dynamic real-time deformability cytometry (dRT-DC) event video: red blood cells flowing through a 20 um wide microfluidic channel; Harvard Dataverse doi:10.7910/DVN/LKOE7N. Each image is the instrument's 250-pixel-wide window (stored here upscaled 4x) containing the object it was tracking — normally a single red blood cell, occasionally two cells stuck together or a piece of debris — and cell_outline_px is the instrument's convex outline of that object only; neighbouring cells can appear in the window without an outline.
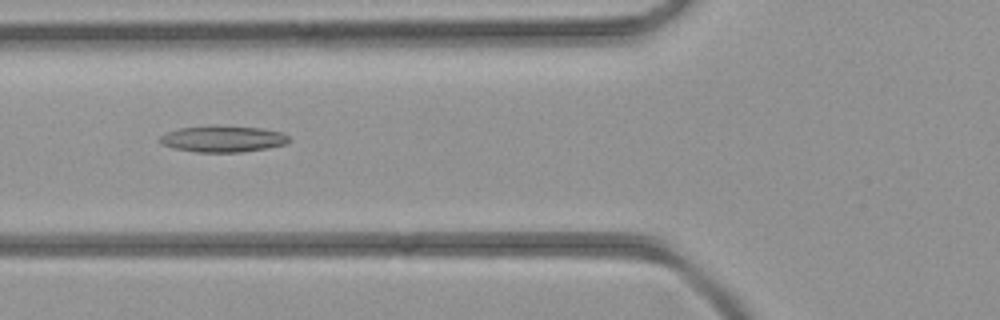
{"species": "common noctule bat (a hibernating species)", "species_latin": "Nyctalus noctula", "temperature_condition": "room temperature", "stored_images_in_passage": 43, "camera_frame_rate_fps": 3000, "um_per_image_px": 0.085, "animal": {"sex": "female", "body_mass_g": 21.9}, "frame": {"image": 1, "passage_image": 16, "time_ms": 5.0, "image_size_px": [1000, 320], "cell_outline_px": [[292, 140], [284, 144], [268, 148], [240, 152], [196, 152], [176, 148], [160, 144], [160, 136], [168, 132], [180, 128], [212, 124], [216, 124], [260, 128], [284, 132]], "centroid_in_image_um": [18.97, 11.78], "position_along_channel_um": 106.8, "area_um2": 20.11}}
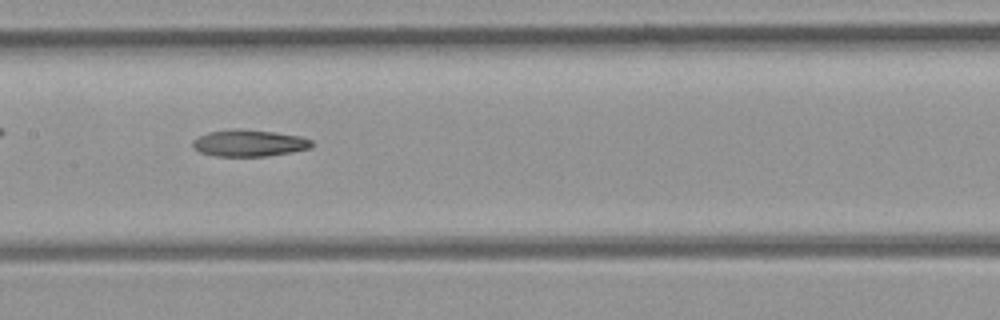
{"frame": {"image": 2, "passage_image": 21, "time_ms": 6.667, "image_size_px": [1000, 320], "cell_outline_px": [[312, 148], [292, 152], [268, 156], [216, 156], [200, 152], [192, 148], [192, 140], [208, 132], [236, 128], [240, 128], [276, 132], [300, 136], [312, 140]], "centroid_in_image_um": [21.18, 12.16], "position_along_channel_um": 186.2, "area_um2": 18.73}}
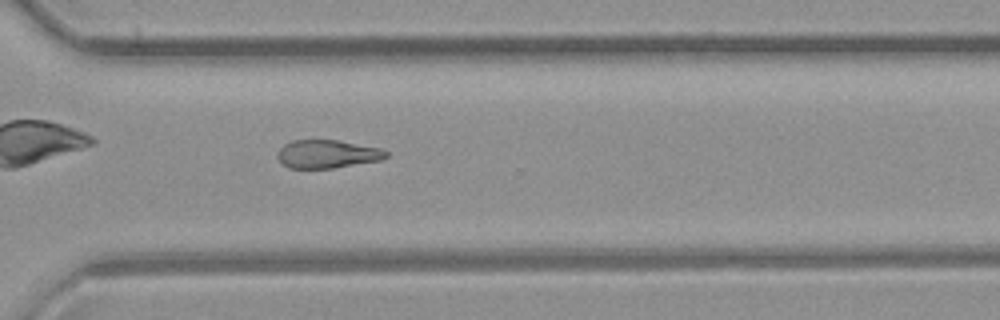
{"frame": {"image": 3, "passage_image": 31, "time_ms": 10.0, "image_size_px": [1000, 320], "cell_outline_px": [[388, 156], [380, 160], [332, 168], [288, 168], [276, 156], [280, 148], [284, 144], [292, 140], [340, 140], [380, 148], [388, 152]], "centroid_in_image_um": [27.81, 13.08], "position_along_channel_um": 342.8, "area_um2": 17.8}}